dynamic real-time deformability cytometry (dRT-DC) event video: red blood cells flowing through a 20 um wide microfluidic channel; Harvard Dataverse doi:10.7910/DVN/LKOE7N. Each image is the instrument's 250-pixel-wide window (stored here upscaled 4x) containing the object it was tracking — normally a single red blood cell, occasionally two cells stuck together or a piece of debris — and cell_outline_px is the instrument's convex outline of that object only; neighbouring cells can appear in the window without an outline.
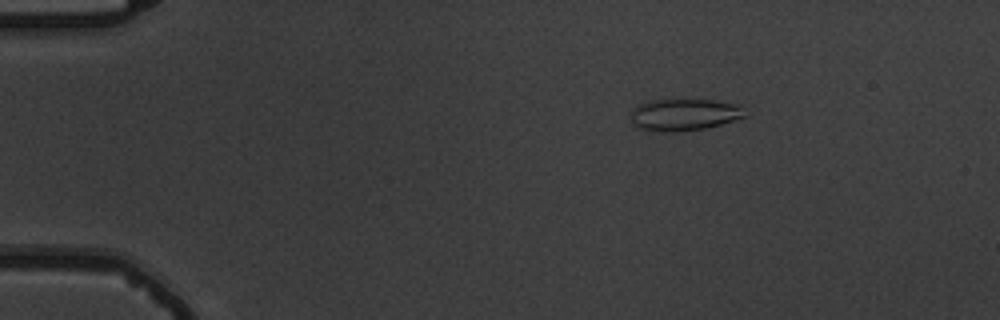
{"species": "common noctule bat (a hibernating species)", "species_latin": "Nyctalus noctula", "temperature_condition": "warm", "stored_images_in_passage": 7, "camera_frame_rate_fps": 3000, "um_per_image_px": 0.085, "animal": {"sex": "male", "body_mass_g": 19.5, "forearm_length_mm": 54.6}, "frame": {"image": 1, "passage_image": 3, "time_ms": 2.333, "image_size_px": [1000, 320], "cell_outline_px": [[748, 116], [720, 124], [704, 128], [672, 132], [636, 128], [632, 120], [632, 112], [636, 104], [648, 100], [712, 100], [744, 104]], "centroid_in_image_um": [58.22, 9.72], "position_along_channel_um": 26.8, "area_um2": 21.33}}
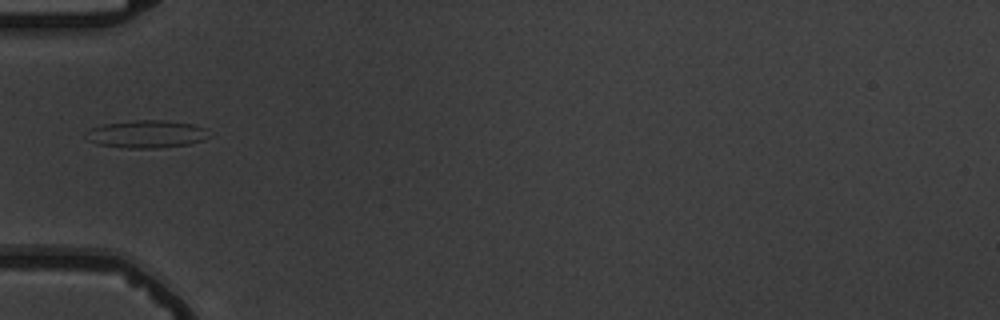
{"frame": {"image": 2, "passage_image": 6, "time_ms": 5.667, "image_size_px": [1000, 320], "cell_outline_px": [[212, 136], [204, 140], [188, 144], [160, 148], [128, 148], [96, 144], [88, 140], [84, 136], [92, 128], [104, 124], [136, 120], [168, 120], [192, 124], [204, 128]], "centroid_in_image_um": [12.49, 11.4], "position_along_channel_um": 72.5, "area_um2": 19.88}}
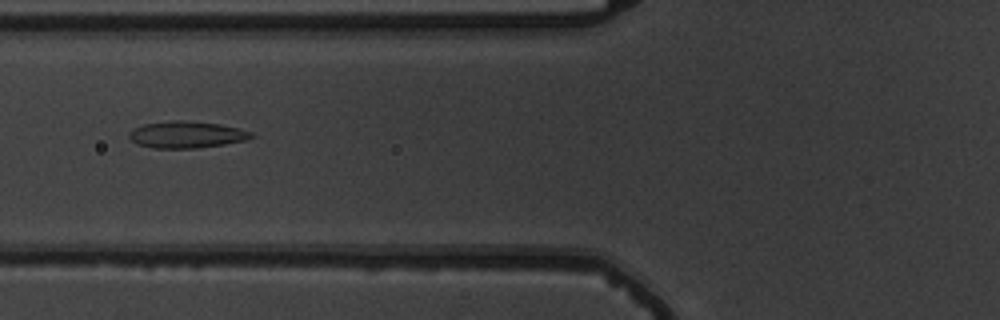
{"frame": {"image": 3, "passage_image": 7, "time_ms": 6.667, "image_size_px": [1000, 320], "cell_outline_px": [[256, 136], [248, 140], [224, 144], [196, 148], [152, 148], [136, 144], [128, 136], [128, 132], [132, 128], [144, 124], [172, 120], [184, 120], [220, 124], [240, 128], [252, 132]], "centroid_in_image_um": [15.86, 11.44], "position_along_channel_um": 109.9, "area_um2": 19.31}}